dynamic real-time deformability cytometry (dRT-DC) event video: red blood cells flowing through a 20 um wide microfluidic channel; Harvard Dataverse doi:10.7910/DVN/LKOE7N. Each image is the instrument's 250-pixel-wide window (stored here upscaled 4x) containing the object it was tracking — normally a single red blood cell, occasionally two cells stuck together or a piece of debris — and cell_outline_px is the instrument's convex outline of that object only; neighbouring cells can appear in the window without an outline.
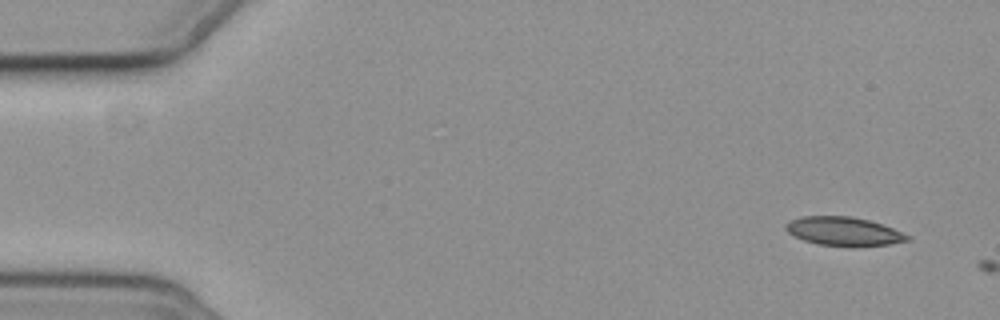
{"species": "common noctule bat (a hibernating species)", "species_latin": "Nyctalus noctula", "temperature_condition": "cold", "stored_images_in_passage": 2, "camera_frame_rate_fps": 3000, "um_per_image_px": 0.085, "animal": {"sex": "female", "body_mass_g": 19.3, "forearm_length_mm": 54.1}, "frame": {"image": 1, "passage_image": 1, "time_ms": 0.0, "image_size_px": [1000, 320], "cell_outline_px": [[912, 240], [888, 244], [852, 248], [816, 244], [804, 240], [788, 232], [784, 228], [784, 224], [792, 220], [804, 216], [848, 216], [868, 220], [892, 228], [912, 236]], "centroid_in_image_um": [71.74, 19.69], "position_along_channel_um": 13.3, "area_um2": 20.58}}